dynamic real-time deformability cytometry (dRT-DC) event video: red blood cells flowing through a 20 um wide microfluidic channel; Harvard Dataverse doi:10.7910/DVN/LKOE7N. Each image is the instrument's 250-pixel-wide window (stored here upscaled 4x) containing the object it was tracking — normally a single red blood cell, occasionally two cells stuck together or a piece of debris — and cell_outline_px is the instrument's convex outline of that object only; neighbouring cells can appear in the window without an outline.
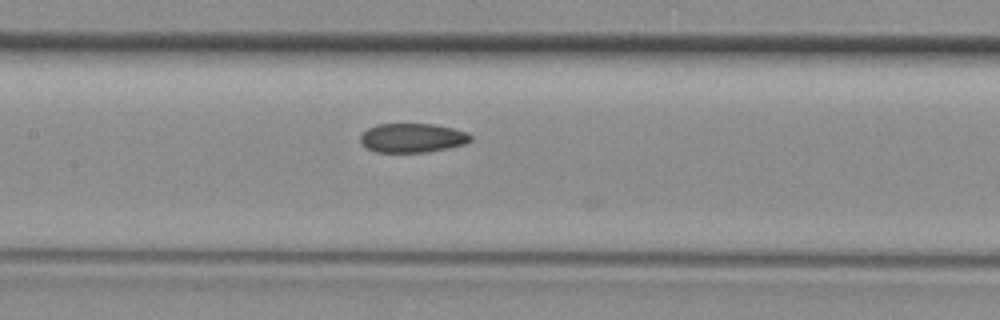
{"species": "common noctule bat (a hibernating species)", "species_latin": "Nyctalus noctula", "temperature_condition": "room temperature", "stored_images_in_passage": 9, "camera_frame_rate_fps": 3000, "um_per_image_px": 0.085, "animal": {"sex": "female", "body_mass_g": 29.2, "forearm_length_mm": 56.3}, "frame": {"image": 1, "passage_image": 8, "time_ms": 2.333, "image_size_px": [1000, 320], "cell_outline_px": [[472, 140], [464, 144], [448, 148], [428, 152], [376, 152], [368, 148], [360, 140], [360, 136], [368, 128], [376, 124], [432, 124], [452, 128], [468, 132], [472, 136]], "centroid_in_image_um": [35.08, 11.72], "position_along_channel_um": 172.3, "area_um2": 18.67}}